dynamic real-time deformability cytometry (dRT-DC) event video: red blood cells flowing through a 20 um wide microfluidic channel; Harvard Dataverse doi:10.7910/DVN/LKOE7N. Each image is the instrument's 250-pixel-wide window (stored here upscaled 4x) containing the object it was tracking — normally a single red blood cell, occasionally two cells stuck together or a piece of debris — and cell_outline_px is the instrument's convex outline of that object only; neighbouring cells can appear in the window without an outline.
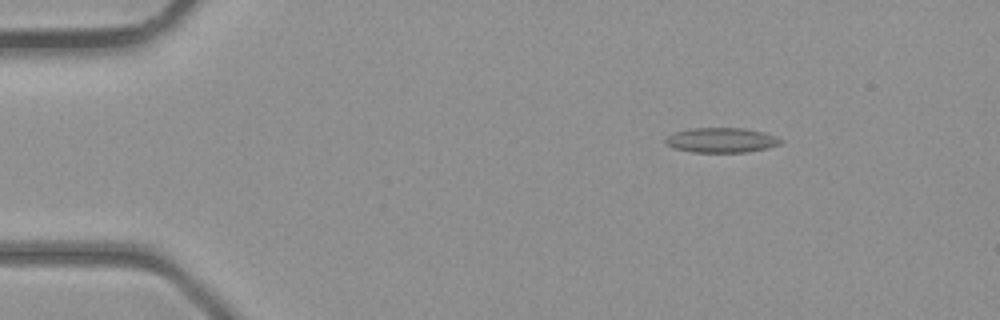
{"species": "common noctule bat (a hibernating species)", "species_latin": "Nyctalus noctula", "temperature_condition": "room temperature", "stored_images_in_passage": 4, "camera_frame_rate_fps": 3000, "um_per_image_px": 0.085, "animal": {"sex": "male", "body_mass_g": 23.1, "forearm_length_mm": 52.7}, "frame": {"image": 1, "passage_image": 2, "time_ms": 1.333, "image_size_px": [1000, 320], "cell_outline_px": [[784, 140], [780, 144], [764, 148], [744, 152], [692, 152], [676, 148], [668, 144], [664, 140], [668, 136], [676, 132], [692, 128], [744, 128], [764, 132], [776, 136]], "centroid_in_image_um": [61.35, 11.9], "position_along_channel_um": 23.7, "area_um2": 16.42}}